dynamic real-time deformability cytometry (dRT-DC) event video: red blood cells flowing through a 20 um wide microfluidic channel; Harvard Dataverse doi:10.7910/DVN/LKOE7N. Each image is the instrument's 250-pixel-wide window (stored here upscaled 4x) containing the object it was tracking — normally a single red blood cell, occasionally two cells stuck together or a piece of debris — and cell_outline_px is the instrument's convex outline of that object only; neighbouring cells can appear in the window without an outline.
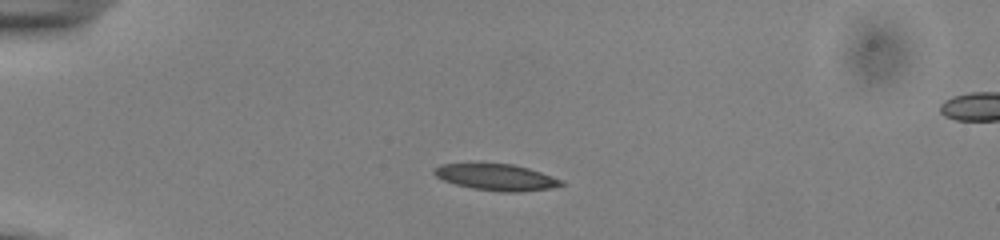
{"species": "common noctule bat (a hibernating species)", "species_latin": "Nyctalus noctula", "temperature_condition": "cold", "stored_images_in_passage": 41, "camera_frame_rate_fps": 3000, "um_per_image_px": 0.085, "animal": {"sex": "male", "body_mass_g": 13.0, "forearm_length_mm": 53.1}, "frame": {"image": 1, "passage_image": 1, "time_ms": 0.0, "image_size_px": [1000, 240], "cell_outline_px": [[564, 184], [552, 188], [520, 192], [500, 192], [472, 188], [456, 184], [444, 180], [436, 176], [432, 172], [432, 168], [440, 164], [512, 164], [528, 168], [564, 180]], "centroid_in_image_um": [42.2, 15.07], "position_along_channel_um": 42.8, "area_um2": 19.48}}
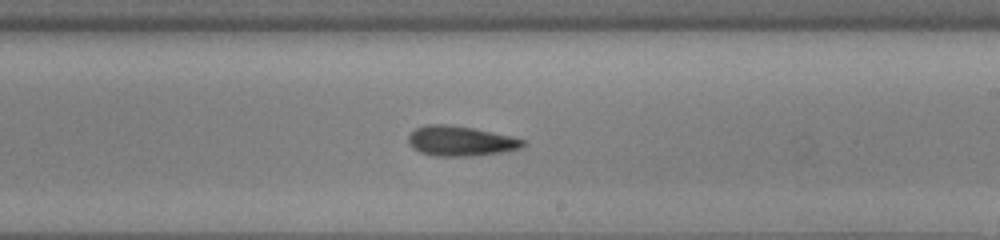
{"frame": {"image": 2, "passage_image": 20, "time_ms": 6.333, "image_size_px": [1000, 240], "cell_outline_px": [[524, 148], [504, 152], [472, 156], [436, 156], [420, 152], [408, 144], [408, 136], [416, 128], [428, 124], [444, 124], [472, 128], [512, 136], [524, 140]], "centroid_in_image_um": [39.16, 11.99], "position_along_channel_um": 249.8, "area_um2": 20.0}}
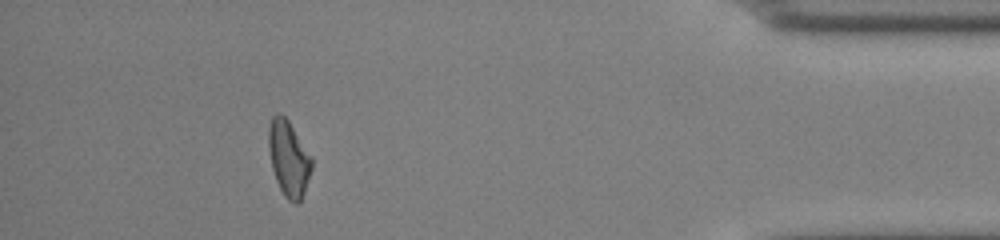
{"frame": {"image": 3, "passage_image": 36, "time_ms": 11.667, "image_size_px": [1000, 240], "cell_outline_px": [[312, 168], [300, 204], [296, 204], [288, 200], [284, 196], [276, 180], [272, 168], [268, 148], [268, 128], [272, 116], [276, 112], [280, 112], [288, 120], [312, 156]], "centroid_in_image_um": [24.53, 13.46], "position_along_channel_um": 410.7, "area_um2": 19.19}, "authors_computed_cell_mechanics": {"area_um2": 19.5942, "velocity_mm_per_s": 3.8797, "shape_relaxation_time_tau1_ms": 4.3186, "shape_relaxation_time_tau2_ms": null, "deformation_change_tau1": 0.1324, "deformation_change_tau2": null}}